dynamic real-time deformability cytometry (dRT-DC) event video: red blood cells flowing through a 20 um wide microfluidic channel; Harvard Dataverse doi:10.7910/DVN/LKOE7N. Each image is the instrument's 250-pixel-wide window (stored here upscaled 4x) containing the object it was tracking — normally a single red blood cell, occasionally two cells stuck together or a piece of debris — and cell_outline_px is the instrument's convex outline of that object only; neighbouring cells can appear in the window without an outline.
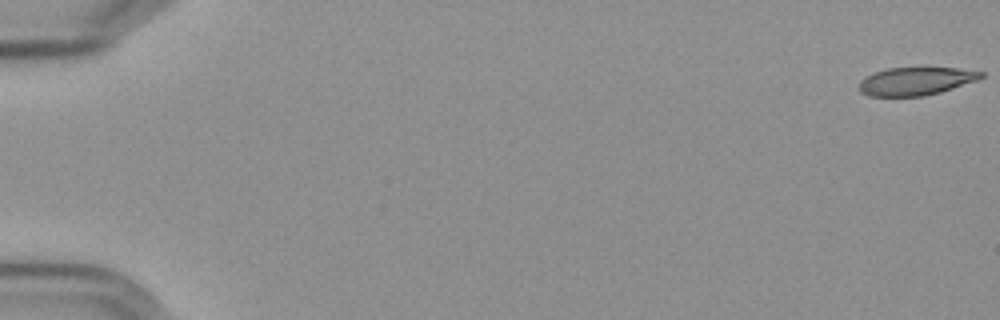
{"species": "Egyptian fruit bat (a non-hibernating species)", "species_latin": "Rousettus aegyptiacus", "temperature_condition": "cold", "stored_images_in_passage": 58, "camera_frame_rate_fps": 3000, "um_per_image_px": 0.085, "frame": {"image": 1, "passage_image": 1, "time_ms": 0.0, "image_size_px": [1000, 320], "cell_outline_px": [[984, 76], [980, 80], [940, 92], [924, 96], [868, 96], [860, 92], [856, 88], [860, 80], [864, 76], [888, 68], [956, 68], [984, 72]], "centroid_in_image_um": [77.83, 6.91], "position_along_channel_um": 7.2, "area_um2": 20.11}}
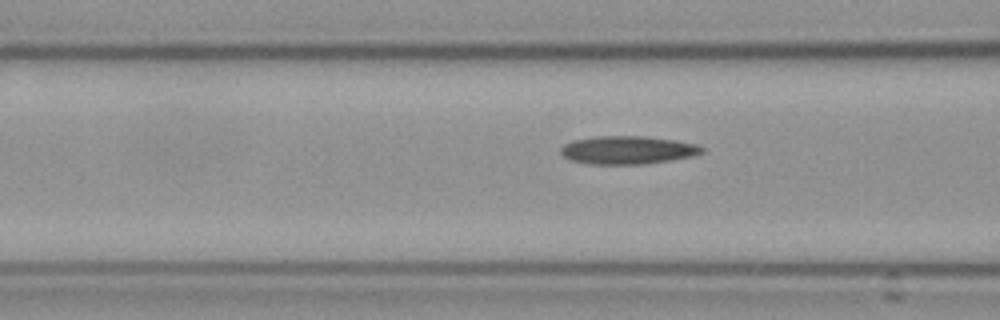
{"frame": {"image": 2, "passage_image": 24, "time_ms": 7.667, "image_size_px": [1000, 320], "cell_outline_px": [[704, 152], [692, 156], [672, 160], [644, 164], [588, 164], [572, 160], [564, 156], [560, 152], [560, 148], [564, 144], [572, 140], [596, 136], [644, 136], [676, 140], [696, 144], [704, 148]], "centroid_in_image_um": [53.35, 12.75], "position_along_channel_um": 113.2, "area_um2": 23.24}}
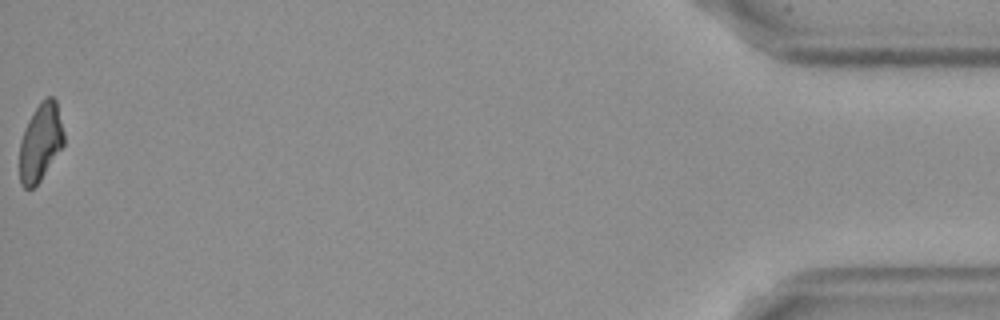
{"frame": {"image": 3, "passage_image": 58, "time_ms": 19.0, "image_size_px": [1000, 320], "cell_outline_px": [[64, 144], [40, 180], [32, 188], [24, 188], [20, 184], [20, 140], [24, 128], [28, 120], [40, 100], [44, 96], [52, 96], [56, 100], [64, 132]], "centroid_in_image_um": [3.44, 12.04], "position_along_channel_um": 431.8, "area_um2": 20.06}}